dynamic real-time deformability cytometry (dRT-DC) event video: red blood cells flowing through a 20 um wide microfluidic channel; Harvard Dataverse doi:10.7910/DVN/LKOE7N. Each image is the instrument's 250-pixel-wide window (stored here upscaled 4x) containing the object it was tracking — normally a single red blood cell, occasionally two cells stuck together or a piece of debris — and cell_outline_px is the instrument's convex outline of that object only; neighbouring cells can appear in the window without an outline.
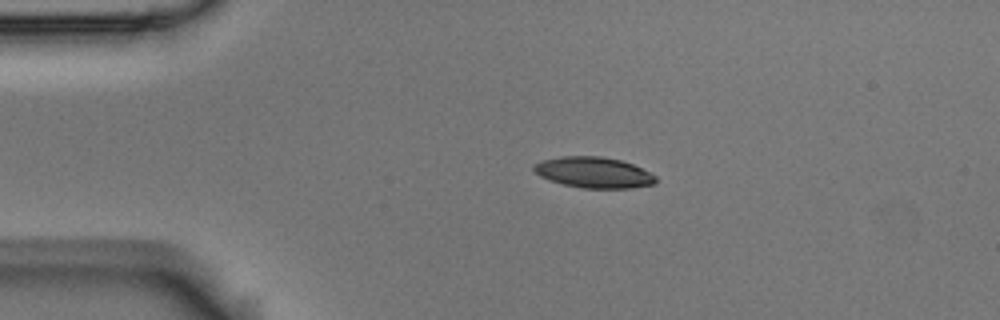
{"species": "Egyptian fruit bat (a non-hibernating species)", "species_latin": "Rousettus aegyptiacus", "temperature_condition": "room temperature", "stored_images_in_passage": 3, "camera_frame_rate_fps": 3000, "um_per_image_px": 0.085, "animal": {"sex": "male"}, "frame": {"image": 1, "passage_image": 3, "time_ms": 0.667, "image_size_px": [1000, 320], "cell_outline_px": [[656, 184], [628, 188], [584, 188], [564, 184], [540, 176], [532, 168], [536, 164], [544, 160], [560, 156], [600, 156], [620, 160], [632, 164], [656, 176]], "centroid_in_image_um": [50.49, 14.66], "position_along_channel_um": 34.5, "area_um2": 21.56}}